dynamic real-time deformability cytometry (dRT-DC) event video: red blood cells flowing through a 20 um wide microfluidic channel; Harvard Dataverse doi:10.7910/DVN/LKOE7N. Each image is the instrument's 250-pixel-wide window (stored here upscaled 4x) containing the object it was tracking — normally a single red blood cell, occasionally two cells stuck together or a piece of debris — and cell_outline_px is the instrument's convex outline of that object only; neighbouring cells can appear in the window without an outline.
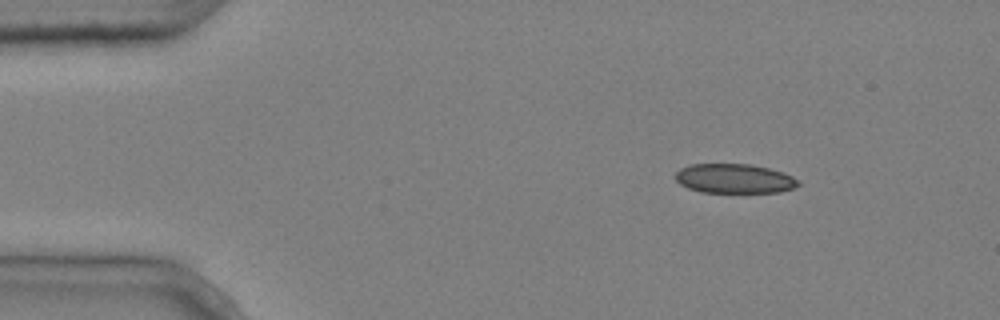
{"species": "common noctule bat (a hibernating species)", "species_latin": "Nyctalus noctula", "temperature_condition": "cold", "stored_images_in_passage": 3, "camera_frame_rate_fps": 3000, "um_per_image_px": 0.085, "animal": {"sex": "male", "body_mass_g": 20.4}, "frame": {"image": 1, "passage_image": 1, "time_ms": 0.0, "image_size_px": [1000, 320], "cell_outline_px": [[800, 184], [792, 188], [780, 192], [700, 192], [688, 188], [680, 184], [676, 180], [676, 172], [680, 168], [688, 164], [752, 164], [784, 172], [800, 180]], "centroid_in_image_um": [62.42, 15.17], "position_along_channel_um": 22.6, "area_um2": 21.15}}